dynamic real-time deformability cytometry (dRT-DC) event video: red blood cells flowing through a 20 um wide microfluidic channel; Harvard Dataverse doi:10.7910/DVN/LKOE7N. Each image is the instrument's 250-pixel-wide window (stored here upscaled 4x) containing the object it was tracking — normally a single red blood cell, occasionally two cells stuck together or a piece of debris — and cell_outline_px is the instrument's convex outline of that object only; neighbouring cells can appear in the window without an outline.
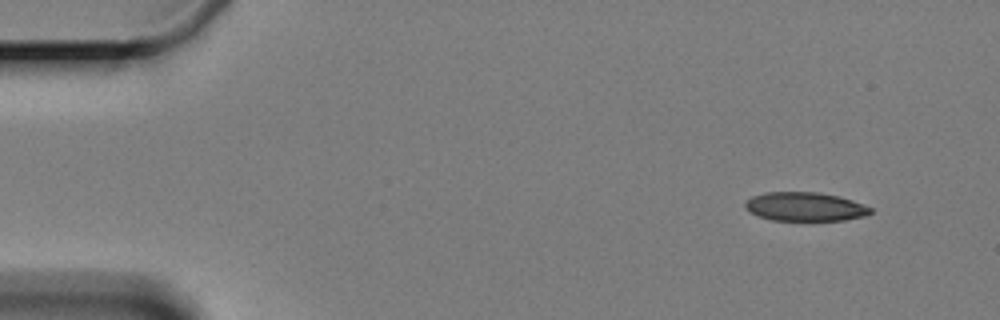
{"species": "Egyptian fruit bat (a non-hibernating species)", "species_latin": "Rousettus aegyptiacus", "temperature_condition": "cold", "stored_images_in_passage": 5, "camera_frame_rate_fps": 3000, "um_per_image_px": 0.085, "animal": {"sex": "female"}, "frame": {"image": 1, "passage_image": 1, "time_ms": 0.0, "image_size_px": [1000, 320], "cell_outline_px": [[872, 212], [868, 216], [844, 220], [772, 220], [760, 216], [744, 208], [744, 204], [752, 196], [764, 192], [816, 192], [836, 196], [852, 200], [872, 208]], "centroid_in_image_um": [68.44, 17.57], "position_along_channel_um": 16.6, "area_um2": 20.92}}
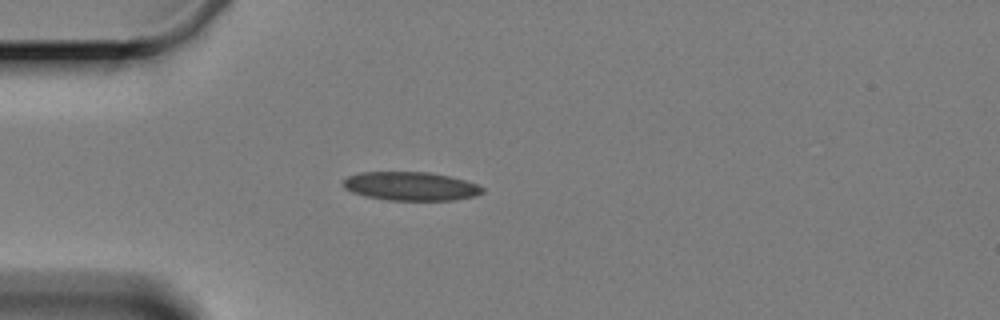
{"frame": {"image": 2, "passage_image": 4, "time_ms": 3.667, "image_size_px": [1000, 320], "cell_outline_px": [[484, 192], [476, 196], [452, 200], [388, 200], [364, 196], [352, 192], [344, 188], [344, 180], [348, 176], [360, 172], [428, 172], [448, 176], [464, 180], [476, 184], [484, 188]], "centroid_in_image_um": [34.91, 15.83], "position_along_channel_um": 50.1, "area_um2": 23.18}}